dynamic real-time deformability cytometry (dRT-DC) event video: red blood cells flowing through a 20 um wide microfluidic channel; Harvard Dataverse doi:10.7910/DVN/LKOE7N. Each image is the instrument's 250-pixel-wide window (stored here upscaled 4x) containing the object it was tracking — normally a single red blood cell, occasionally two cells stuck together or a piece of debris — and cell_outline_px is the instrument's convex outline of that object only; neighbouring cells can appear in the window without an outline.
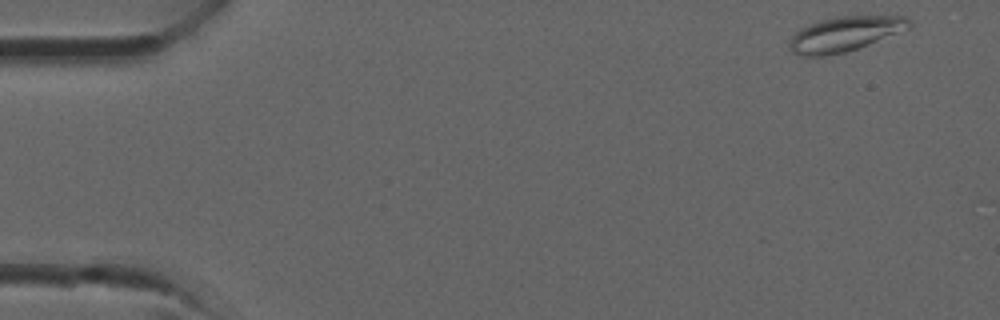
{"species": "common noctule bat (a hibernating species)", "species_latin": "Nyctalus noctula", "temperature_condition": "room temperature", "stored_images_in_passage": 7, "camera_frame_rate_fps": 3000, "um_per_image_px": 0.085, "animal": {"sex": "male", "forearm_length_mm": 52.5}, "frame": {"image": 1, "passage_image": 1, "time_ms": 0.0, "image_size_px": [1000, 320], "cell_outline_px": [[912, 24], [908, 28], [868, 44], [844, 52], [820, 56], [800, 56], [792, 52], [788, 48], [788, 44], [792, 36], [800, 28], [820, 20], [840, 16], [904, 16], [912, 20]], "centroid_in_image_um": [71.77, 2.88], "position_along_channel_um": 13.2, "area_um2": 23.99}}